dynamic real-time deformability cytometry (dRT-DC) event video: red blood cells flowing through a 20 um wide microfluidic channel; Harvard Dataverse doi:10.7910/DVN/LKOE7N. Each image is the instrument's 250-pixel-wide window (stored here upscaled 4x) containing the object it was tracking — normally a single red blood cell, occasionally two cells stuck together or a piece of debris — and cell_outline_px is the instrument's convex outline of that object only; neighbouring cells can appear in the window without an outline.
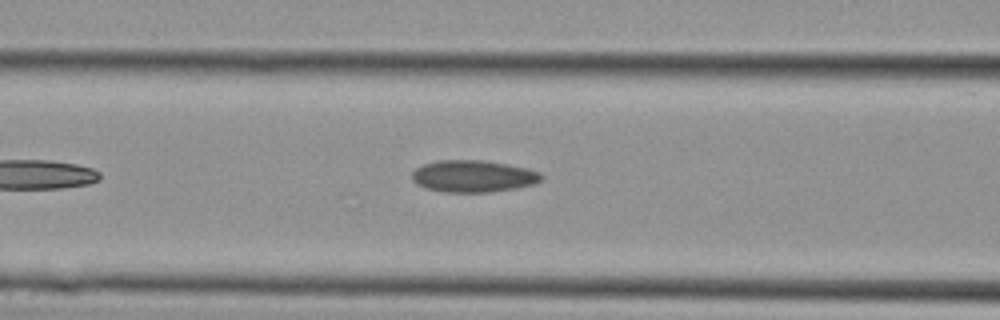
{"species": "Egyptian fruit bat (a non-hibernating species)", "species_latin": "Rousettus aegyptiacus", "temperature_condition": "cold", "stored_images_in_passage": 27, "camera_frame_rate_fps": 3000, "um_per_image_px": 0.085, "animal": {"sex": "female"}, "frame": {"image": 1, "passage_image": 12, "time_ms": 3.667, "image_size_px": [1000, 320], "cell_outline_px": [[544, 180], [536, 184], [516, 188], [492, 192], [444, 192], [424, 188], [416, 184], [412, 180], [412, 172], [416, 168], [424, 164], [436, 160], [484, 160], [508, 164], [528, 168], [540, 172], [544, 176]], "centroid_in_image_um": [40.26, 14.98], "position_along_channel_um": 126.3, "area_um2": 24.51}}
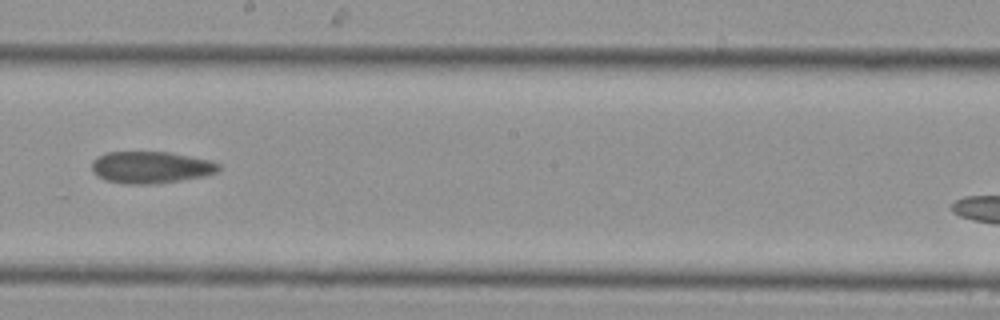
{"frame": {"image": 2, "passage_image": 17, "time_ms": 5.333, "image_size_px": [1000, 320], "cell_outline_px": [[220, 168], [216, 172], [204, 176], [156, 184], [128, 184], [104, 180], [96, 176], [92, 172], [92, 160], [96, 156], [108, 152], [168, 152], [208, 160], [220, 164]], "centroid_in_image_um": [12.76, 14.23], "position_along_channel_um": 235.4, "area_um2": 23.58}}
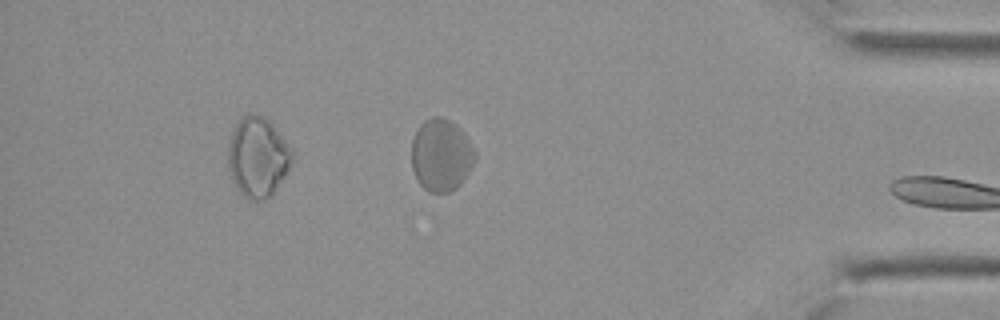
{"frame": {"image": 3, "passage_image": 26, "time_ms": 8.333, "image_size_px": [1000, 320], "cell_outline_px": [[476, 160], [460, 184], [456, 188], [448, 192], [428, 192], [420, 184], [412, 168], [412, 140], [420, 124], [424, 120], [432, 116], [440, 116], [456, 124], [460, 128], [476, 152]], "centroid_in_image_um": [37.5, 13.17], "position_along_channel_um": 397.7, "area_um2": 26.65}}